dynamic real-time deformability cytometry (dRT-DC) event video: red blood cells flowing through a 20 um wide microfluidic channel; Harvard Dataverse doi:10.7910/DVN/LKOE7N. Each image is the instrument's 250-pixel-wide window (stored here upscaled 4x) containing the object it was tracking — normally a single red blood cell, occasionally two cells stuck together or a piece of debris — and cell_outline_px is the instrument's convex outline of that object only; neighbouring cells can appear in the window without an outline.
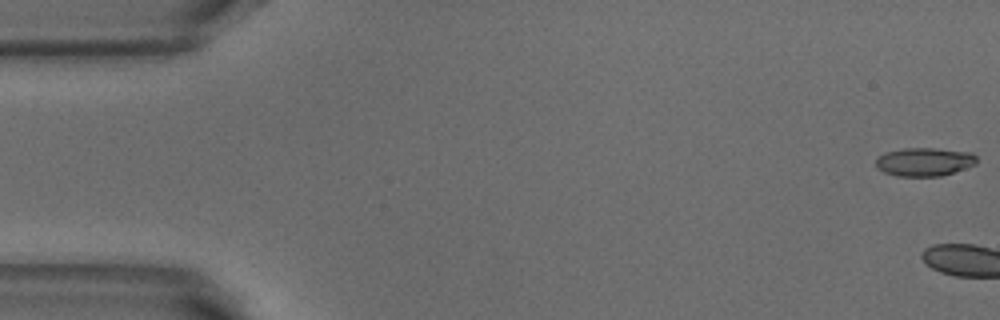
{"species": "common noctule bat (a hibernating species)", "species_latin": "Nyctalus noctula", "temperature_condition": "warm", "stored_images_in_passage": 3, "camera_frame_rate_fps": 3000, "um_per_image_px": 0.085, "animal": {"sex": "male", "body_mass_g": 18.8}, "frame": {"image": 1, "passage_image": 1, "time_ms": 0.0, "image_size_px": [1000, 320], "cell_outline_px": [[976, 164], [940, 176], [896, 176], [884, 172], [876, 168], [876, 160], [884, 152], [904, 148], [936, 148], [972, 152], [976, 156]], "centroid_in_image_um": [78.55, 13.74], "position_along_channel_um": 6.4, "area_um2": 16.7}}